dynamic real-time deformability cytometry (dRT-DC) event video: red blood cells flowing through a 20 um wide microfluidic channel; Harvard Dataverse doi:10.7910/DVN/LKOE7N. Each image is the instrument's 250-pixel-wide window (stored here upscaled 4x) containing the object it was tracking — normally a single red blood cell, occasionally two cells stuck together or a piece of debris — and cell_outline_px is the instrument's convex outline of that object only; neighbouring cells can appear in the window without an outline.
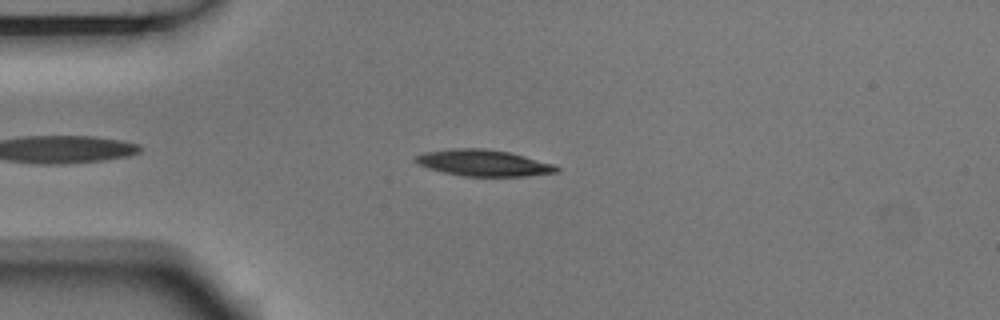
{"species": "Egyptian fruit bat (a non-hibernating species)", "species_latin": "Rousettus aegyptiacus", "temperature_condition": "room temperature", "stored_images_in_passage": 5, "camera_frame_rate_fps": 3000, "um_per_image_px": 0.085, "animal": {"sex": "male"}, "frame": {"image": 1, "passage_image": 3, "time_ms": 0.667, "image_size_px": [1000, 320], "cell_outline_px": [[560, 172], [524, 176], [464, 176], [444, 172], [428, 168], [416, 164], [412, 160], [416, 156], [424, 152], [452, 148], [480, 148], [508, 152], [524, 156], [552, 164], [560, 168]], "centroid_in_image_um": [41.05, 13.85], "position_along_channel_um": 44.0, "area_um2": 21.56}}
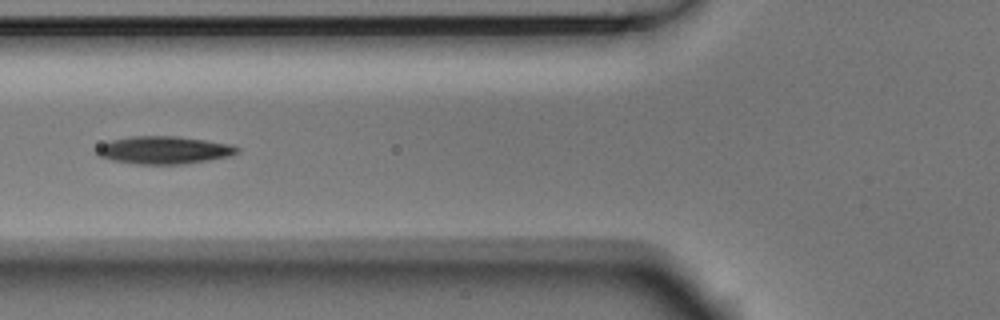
{"frame": {"image": 2, "passage_image": 5, "time_ms": 1.333, "image_size_px": [1000, 320], "cell_outline_px": [[240, 152], [228, 156], [208, 160], [184, 164], [136, 164], [112, 160], [96, 156], [96, 148], [100, 144], [112, 140], [132, 136], [176, 136], [232, 144], [240, 148]], "centroid_in_image_um": [13.92, 12.76], "position_along_channel_um": 111.9, "area_um2": 22.72}}